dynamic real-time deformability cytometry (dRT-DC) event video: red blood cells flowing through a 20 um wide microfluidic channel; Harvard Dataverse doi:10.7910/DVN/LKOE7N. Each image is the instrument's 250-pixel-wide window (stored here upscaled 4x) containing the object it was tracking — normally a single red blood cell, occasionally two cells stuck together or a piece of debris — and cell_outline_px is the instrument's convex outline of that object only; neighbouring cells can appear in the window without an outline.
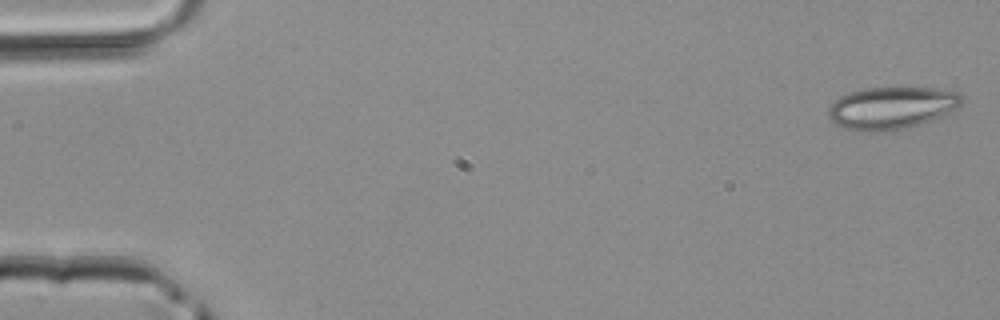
{"species": "common noctule bat (a hibernating species)", "species_latin": "Nyctalus noctula", "temperature_condition": "room temperature", "stored_images_in_passage": 4, "camera_frame_rate_fps": 3000, "um_per_image_px": 0.085, "animal": {"sex": "male", "body_mass_g": 20.4}, "frame": {"image": 1, "passage_image": 1, "time_ms": 0.0, "image_size_px": [1000, 320], "cell_outline_px": [[964, 100], [956, 108], [932, 120], [920, 124], [888, 132], [872, 132], [848, 128], [836, 124], [828, 116], [828, 108], [840, 96], [848, 92], [864, 88], [900, 84], [944, 88], [960, 92], [964, 96]], "centroid_in_image_um": [75.85, 9.09], "position_along_channel_um": 9.1, "area_um2": 34.1}}